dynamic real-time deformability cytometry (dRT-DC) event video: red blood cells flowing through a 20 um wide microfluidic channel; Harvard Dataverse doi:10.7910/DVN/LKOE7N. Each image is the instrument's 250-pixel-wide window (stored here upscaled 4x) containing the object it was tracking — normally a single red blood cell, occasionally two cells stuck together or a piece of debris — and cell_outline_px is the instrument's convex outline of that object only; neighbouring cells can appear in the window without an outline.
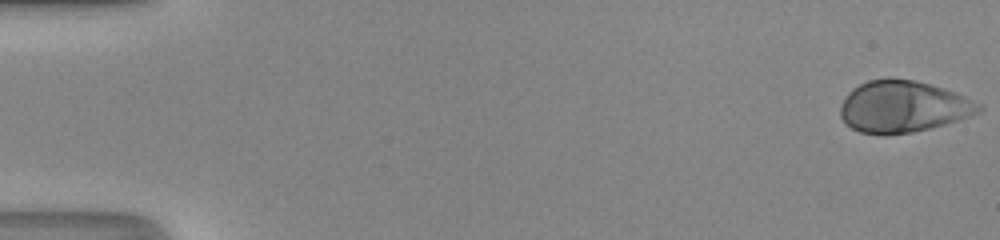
{"species": "human", "species_latin": "Homo sapiens", "temperature_condition": "room temperature", "stored_images_in_passage": 51, "camera_frame_rate_fps": 3000, "um_per_image_px": 0.085, "donor": {"sex": "male"}, "frame": {"image": 1, "passage_image": 1, "time_ms": 0.0, "image_size_px": [1000, 240], "cell_outline_px": [[984, 108], [980, 112], [944, 124], [912, 132], [860, 132], [852, 128], [840, 116], [840, 104], [844, 96], [852, 88], [868, 80], [888, 76], [912, 80], [928, 84], [956, 92], [980, 104]], "centroid_in_image_um": [76.73, 9.01], "position_along_channel_um": 8.3, "area_um2": 41.1}}
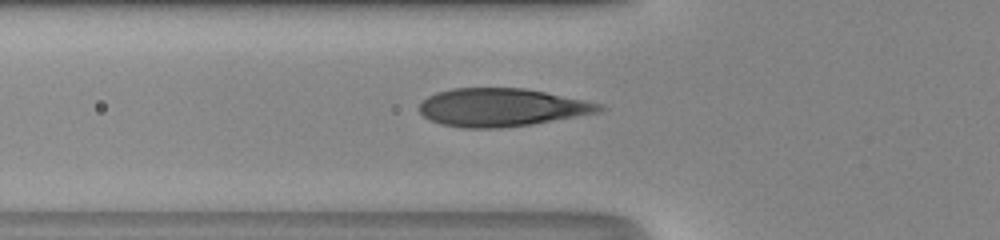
{"frame": {"image": 2, "passage_image": 19, "time_ms": 6.0, "image_size_px": [1000, 240], "cell_outline_px": [[604, 108], [600, 112], [532, 124], [500, 128], [464, 128], [440, 124], [424, 116], [420, 112], [420, 104], [428, 96], [436, 92], [452, 88], [524, 88], [584, 100], [600, 104]], "centroid_in_image_um": [42.61, 9.13], "position_along_channel_um": 83.2, "area_um2": 39.59}}
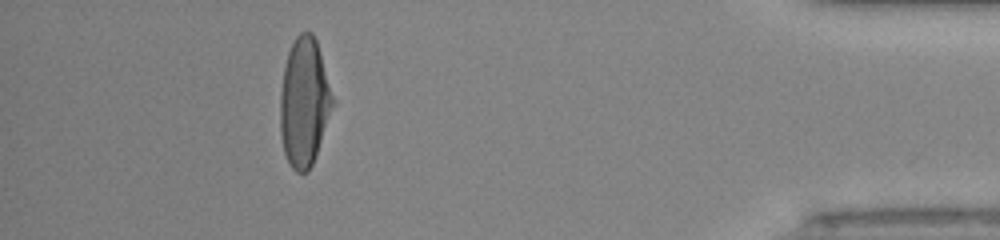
{"frame": {"image": 3, "passage_image": 46, "time_ms": 15.0, "image_size_px": [1000, 240], "cell_outline_px": [[336, 100], [312, 164], [308, 172], [296, 172], [292, 168], [284, 152], [280, 132], [280, 92], [284, 68], [288, 52], [296, 36], [300, 32], [312, 32], [316, 40]], "centroid_in_image_um": [25.87, 8.67], "position_along_channel_um": 409.3, "area_um2": 39.42}}